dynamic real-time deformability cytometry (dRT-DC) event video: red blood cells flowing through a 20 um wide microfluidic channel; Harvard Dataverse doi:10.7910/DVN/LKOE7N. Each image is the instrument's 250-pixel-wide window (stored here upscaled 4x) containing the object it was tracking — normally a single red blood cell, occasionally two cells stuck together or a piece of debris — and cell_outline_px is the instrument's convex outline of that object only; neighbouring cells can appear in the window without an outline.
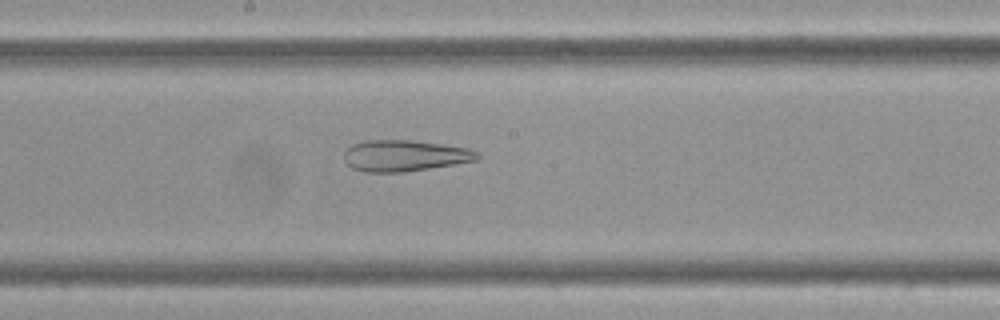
{"species": "Egyptian fruit bat (a non-hibernating species)", "species_latin": "Rousettus aegyptiacus", "temperature_condition": "cold", "stored_images_in_passage": 50, "camera_frame_rate_fps": 3000, "um_per_image_px": 0.085, "frame": {"image": 1, "passage_image": 23, "time_ms": 7.333, "image_size_px": [1000, 320], "cell_outline_px": [[480, 156], [476, 160], [404, 172], [364, 172], [352, 168], [344, 160], [344, 152], [352, 144], [364, 140], [412, 140], [468, 148], [480, 152]], "centroid_in_image_um": [34.36, 13.22], "position_along_channel_um": 213.8, "area_um2": 24.16}}
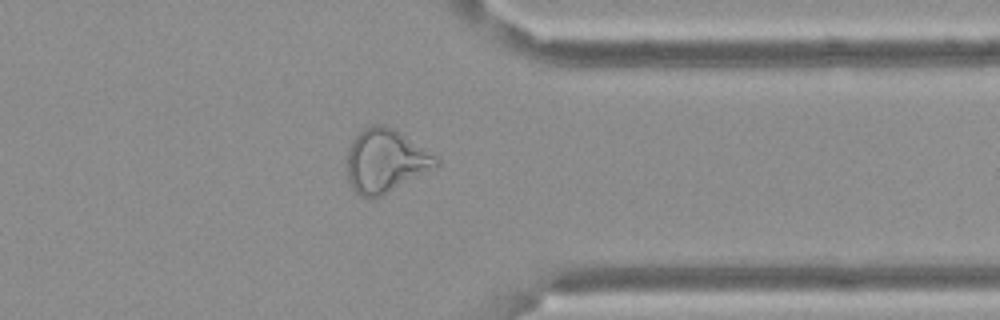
{"frame": {"image": 2, "passage_image": 38, "time_ms": 12.333, "image_size_px": [1000, 320], "cell_outline_px": [[440, 164], [436, 168], [372, 200], [360, 196], [352, 188], [348, 180], [344, 160], [348, 148], [352, 140], [368, 124], [384, 124], [400, 132], [436, 156], [440, 160]], "centroid_in_image_um": [32.72, 13.68], "position_along_channel_um": 378.7, "area_um2": 33.35}}
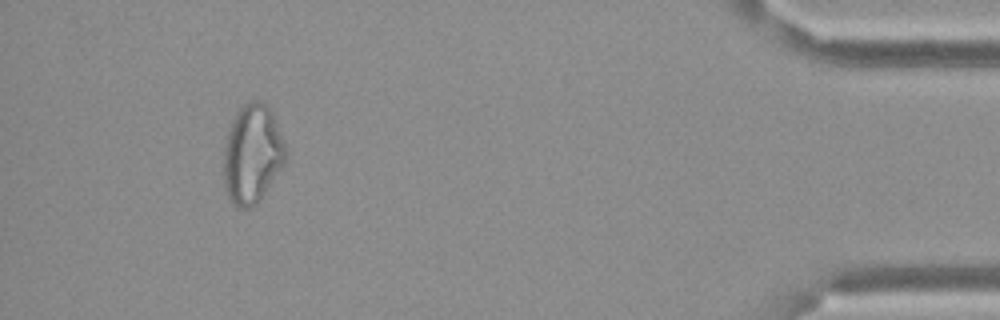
{"frame": {"image": 3, "passage_image": 46, "time_ms": 15.0, "image_size_px": [1000, 320], "cell_outline_px": [[288, 152], [284, 164], [260, 200], [256, 204], [248, 208], [240, 208], [232, 204], [228, 196], [224, 184], [224, 148], [228, 132], [232, 120], [236, 112], [248, 100], [260, 100], [272, 112]], "centroid_in_image_um": [21.45, 13.1], "position_along_channel_um": 413.8, "area_um2": 35.72}}